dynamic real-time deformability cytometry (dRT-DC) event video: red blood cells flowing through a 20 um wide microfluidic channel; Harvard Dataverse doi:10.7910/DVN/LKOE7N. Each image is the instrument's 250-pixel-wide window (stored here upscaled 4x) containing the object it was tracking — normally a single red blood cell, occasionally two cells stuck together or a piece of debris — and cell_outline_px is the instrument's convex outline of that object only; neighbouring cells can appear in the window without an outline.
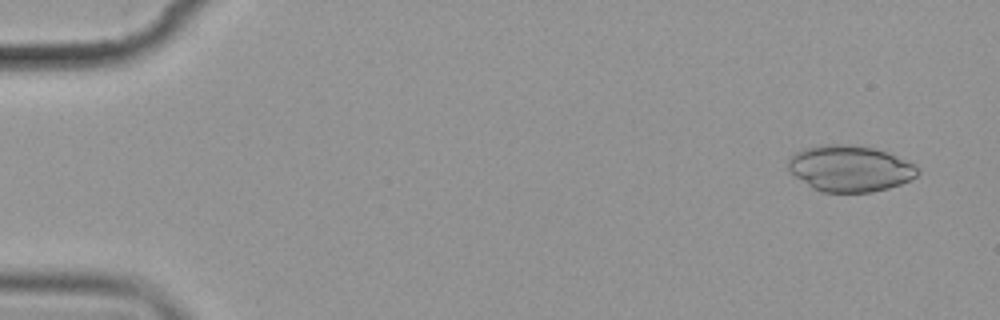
{"species": "common noctule bat (a hibernating species)", "species_latin": "Nyctalus noctula", "temperature_condition": "cold", "stored_images_in_passage": 4, "camera_frame_rate_fps": 3000, "um_per_image_px": 0.085, "animal": {"sex": "female", "body_mass_g": 19.9}, "frame": {"image": 1, "passage_image": 1, "time_ms": 0.0, "image_size_px": [1000, 320], "cell_outline_px": [[920, 172], [916, 176], [900, 184], [888, 188], [872, 192], [820, 192], [812, 188], [796, 176], [788, 168], [788, 160], [796, 152], [804, 148], [832, 144], [848, 144], [872, 148], [884, 152], [912, 164]], "centroid_in_image_um": [72.2, 14.34], "position_along_channel_um": 12.8, "area_um2": 34.16}}